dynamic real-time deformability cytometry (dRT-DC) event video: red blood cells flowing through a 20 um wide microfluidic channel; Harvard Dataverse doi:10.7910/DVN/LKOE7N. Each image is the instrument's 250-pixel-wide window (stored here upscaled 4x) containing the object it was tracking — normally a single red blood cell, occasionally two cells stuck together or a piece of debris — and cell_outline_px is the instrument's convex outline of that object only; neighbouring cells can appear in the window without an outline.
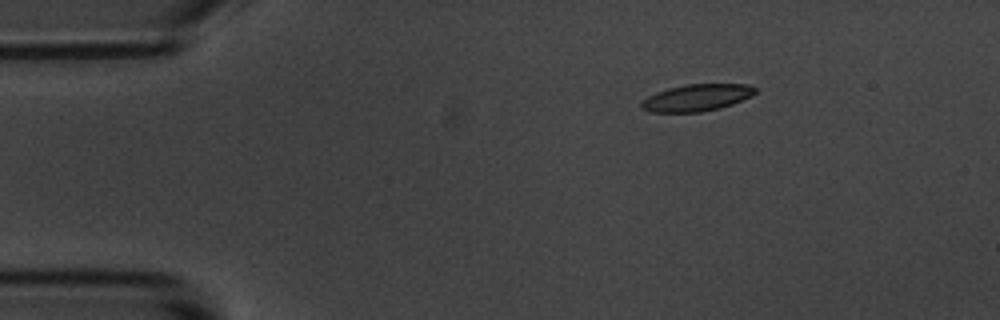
{"species": "common noctule bat (a hibernating species)", "species_latin": "Nyctalus noctula", "temperature_condition": "room temperature", "stored_images_in_passage": 2, "camera_frame_rate_fps": 3000, "um_per_image_px": 0.085, "animal": {"sex": "male", "body_mass_g": 20.1, "forearm_length_mm": 53.5}, "frame": {"image": 1, "passage_image": 1, "time_ms": 0.0, "image_size_px": [1000, 320], "cell_outline_px": [[756, 92], [752, 96], [732, 104], [720, 108], [700, 112], [652, 112], [640, 108], [640, 104], [648, 96], [656, 92], [668, 88], [688, 84], [748, 84], [756, 88]], "centroid_in_image_um": [59.23, 8.3], "position_along_channel_um": 25.8, "area_um2": 17.8}}